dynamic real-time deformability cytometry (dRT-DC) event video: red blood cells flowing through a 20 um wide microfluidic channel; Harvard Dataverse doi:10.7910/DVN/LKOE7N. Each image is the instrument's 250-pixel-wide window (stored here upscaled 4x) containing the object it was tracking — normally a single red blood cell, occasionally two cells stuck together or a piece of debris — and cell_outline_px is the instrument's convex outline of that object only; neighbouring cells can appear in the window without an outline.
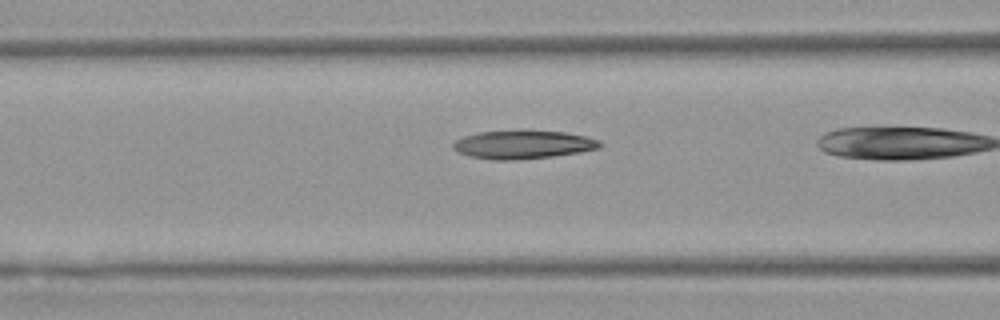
{"species": "Egyptian fruit bat (a non-hibernating species)", "species_latin": "Rousettus aegyptiacus", "temperature_condition": "warm", "stored_images_in_passage": 33, "camera_frame_rate_fps": 3000, "um_per_image_px": 0.085, "animal": {"sex": "female"}, "frame": {"image": 1, "passage_image": 14, "time_ms": 4.333, "image_size_px": [1000, 320], "cell_outline_px": [[604, 144], [600, 148], [580, 152], [552, 156], [512, 160], [492, 160], [468, 156], [452, 148], [452, 144], [456, 140], [464, 136], [480, 132], [520, 128], [524, 128], [564, 132], [584, 136], [600, 140]], "centroid_in_image_um": [44.46, 12.25], "position_along_channel_um": 122.1, "area_um2": 24.97}}
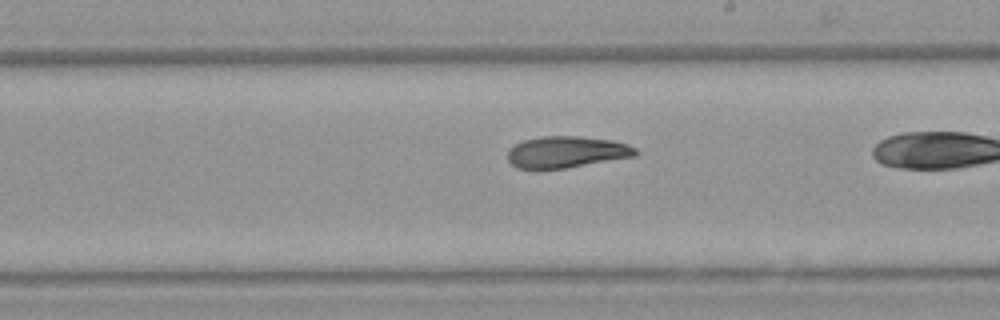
{"frame": {"image": 2, "passage_image": 23, "time_ms": 7.333, "image_size_px": [1000, 320], "cell_outline_px": [[636, 156], [540, 172], [536, 172], [520, 168], [512, 164], [508, 160], [508, 152], [516, 144], [524, 140], [540, 136], [580, 136], [612, 140], [628, 144], [636, 148]], "centroid_in_image_um": [48.12, 12.95], "position_along_channel_um": 240.9, "area_um2": 23.87}}
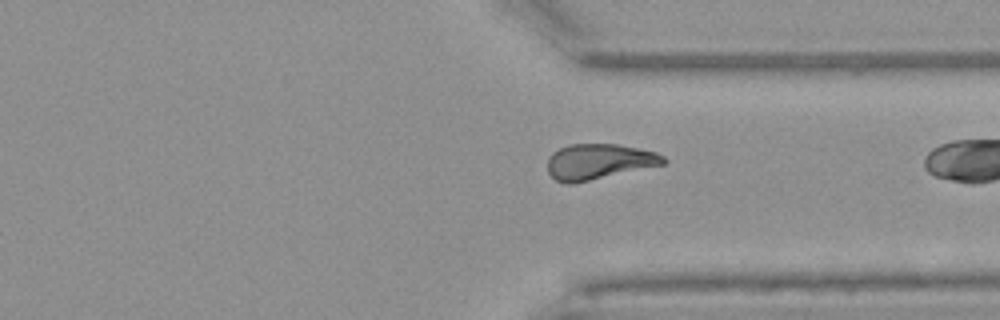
{"frame": {"image": 3, "passage_image": 32, "time_ms": 10.333, "image_size_px": [1000, 320], "cell_outline_px": [[668, 160], [664, 164], [572, 184], [564, 184], [556, 180], [548, 172], [548, 156], [552, 152], [568, 144], [616, 144], [656, 152], [664, 156]], "centroid_in_image_um": [50.87, 13.74], "position_along_channel_um": 360.5, "area_um2": 23.93}}